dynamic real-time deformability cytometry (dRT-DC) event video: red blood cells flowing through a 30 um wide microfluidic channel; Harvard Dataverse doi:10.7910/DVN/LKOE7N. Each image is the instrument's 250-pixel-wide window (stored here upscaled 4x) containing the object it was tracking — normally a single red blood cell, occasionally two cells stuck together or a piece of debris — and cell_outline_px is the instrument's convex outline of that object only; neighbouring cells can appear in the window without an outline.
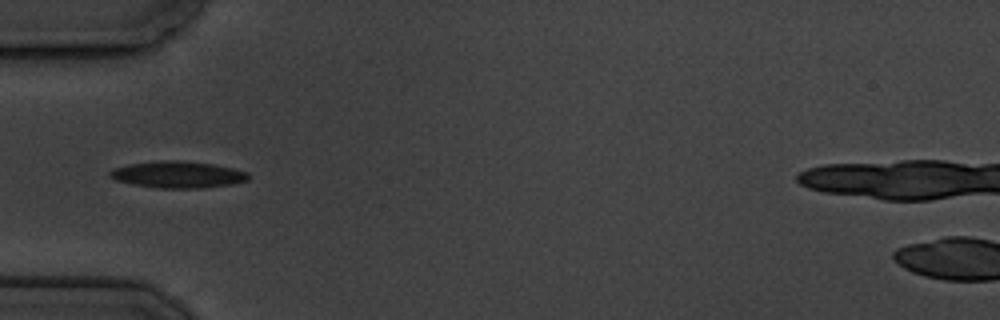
{"species": "common noctule bat (a hibernating species)", "species_latin": "Nyctalus noctula", "temperature_condition": "cold", "stored_images_in_passage": 6, "camera_frame_rate_fps": 3000, "um_per_image_px": 0.085, "animal": {"sex": "male", "body_mass_g": 19.5, "forearm_length_mm": 54.6}, "frame": {"image": 1, "passage_image": 1, "time_ms": 0.0, "image_size_px": [1000, 320], "cell_outline_px": [[248, 180], [232, 184], [204, 188], [156, 188], [132, 184], [116, 180], [108, 176], [108, 172], [112, 168], [128, 164], [160, 160], [180, 160], [212, 164], [232, 168], [248, 172]], "centroid_in_image_um": [15.07, 14.84], "position_along_channel_um": 69.9, "area_um2": 21.68}}
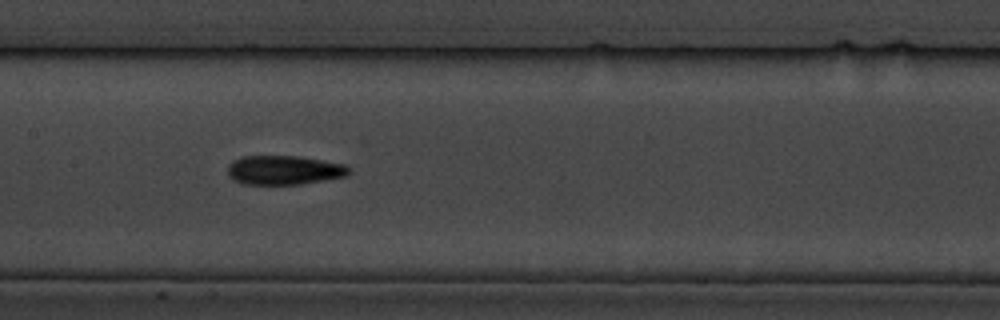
{"frame": {"image": 2, "passage_image": 4, "time_ms": 3.333, "image_size_px": [1000, 320], "cell_outline_px": [[348, 176], [300, 184], [244, 184], [228, 176], [228, 164], [232, 160], [244, 156], [296, 156], [344, 164], [348, 168]], "centroid_in_image_um": [24.11, 14.46], "position_along_channel_um": 183.3, "area_um2": 20.4}}
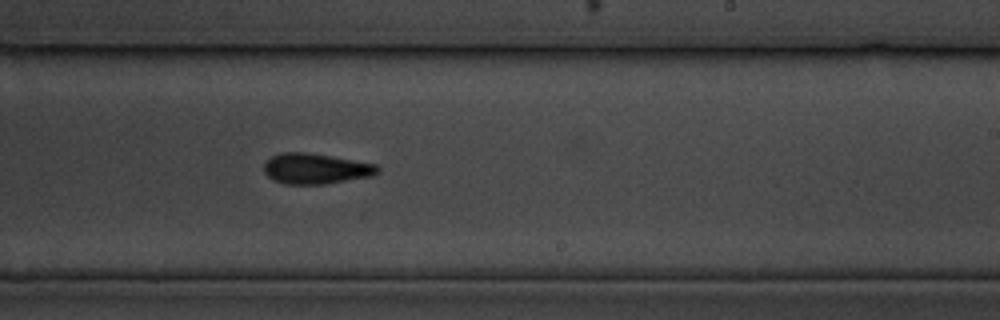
{"frame": {"image": 3, "passage_image": 6, "time_ms": 5.667, "image_size_px": [1000, 320], "cell_outline_px": [[380, 172], [376, 176], [324, 184], [284, 184], [272, 180], [264, 172], [264, 164], [272, 156], [284, 152], [304, 152], [376, 164], [380, 168]], "centroid_in_image_um": [26.86, 14.36], "position_along_channel_um": 262.1, "area_um2": 20.23}}